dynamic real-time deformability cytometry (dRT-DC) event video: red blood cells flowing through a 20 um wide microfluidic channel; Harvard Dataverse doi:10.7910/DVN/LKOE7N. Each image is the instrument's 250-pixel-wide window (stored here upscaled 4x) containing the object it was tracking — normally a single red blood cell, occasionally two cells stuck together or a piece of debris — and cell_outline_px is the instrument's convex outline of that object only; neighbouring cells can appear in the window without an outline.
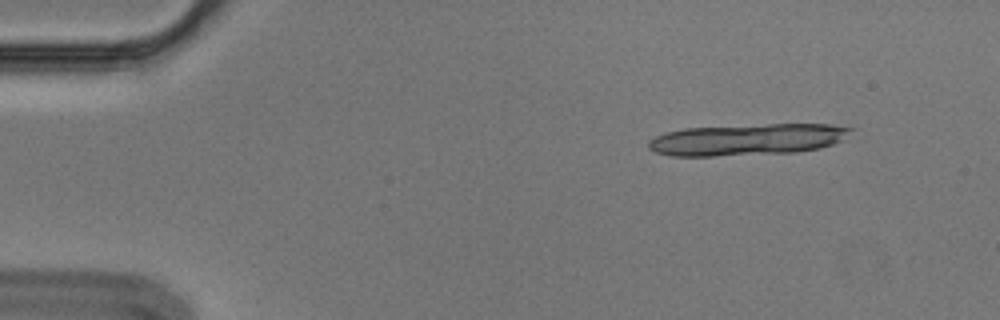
{"species": "Egyptian fruit bat (a non-hibernating species)", "species_latin": "Rousettus aegyptiacus", "temperature_condition": "cold", "stored_images_in_passage": 4, "segment_of_instrument_passage": [1, 2], "camera_frame_rate_fps": 3000, "um_per_image_px": 0.085, "animal": {"sex": "male"}, "frame": {"image": 1, "passage_image": 1, "time_ms": 0.0, "image_size_px": [1000, 320], "cell_outline_px": [[856, 128], [840, 140], [832, 144], [820, 148], [796, 152], [716, 156], [672, 156], [656, 152], [648, 148], [648, 140], [656, 136], [668, 132], [684, 128], [768, 124], [832, 124]], "centroid_in_image_um": [63.52, 11.86], "position_along_channel_um": 21.5, "area_um2": 37.17}}